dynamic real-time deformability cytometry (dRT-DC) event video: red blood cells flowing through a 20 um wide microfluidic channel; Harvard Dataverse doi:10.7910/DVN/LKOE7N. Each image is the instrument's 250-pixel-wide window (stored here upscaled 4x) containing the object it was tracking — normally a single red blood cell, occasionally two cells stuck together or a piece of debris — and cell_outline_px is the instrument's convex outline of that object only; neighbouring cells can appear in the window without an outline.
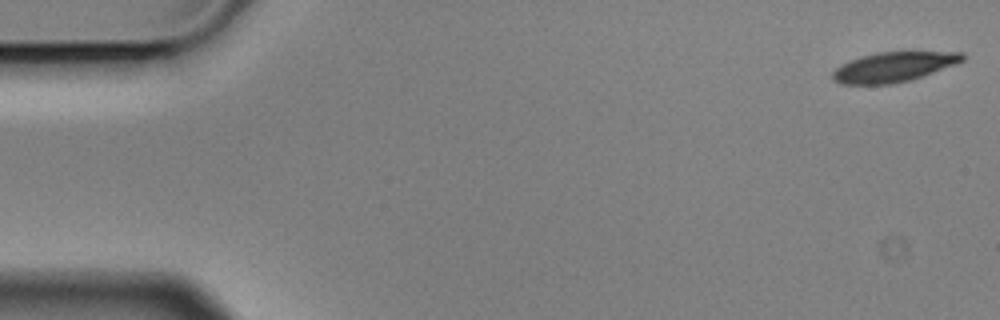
{"species": "Egyptian fruit bat (a non-hibernating species)", "species_latin": "Rousettus aegyptiacus", "temperature_condition": "cold", "stored_images_in_passage": 5, "camera_frame_rate_fps": 3000, "um_per_image_px": 0.085, "animal": {"sex": "male"}, "frame": {"image": 1, "passage_image": 1, "time_ms": 0.0, "image_size_px": [1000, 320], "cell_outline_px": [[964, 60], [956, 64], [912, 80], [892, 84], [840, 84], [832, 80], [832, 72], [840, 64], [860, 56], [876, 52], [964, 52]], "centroid_in_image_um": [75.93, 5.69], "position_along_channel_um": 9.1, "area_um2": 22.72}}
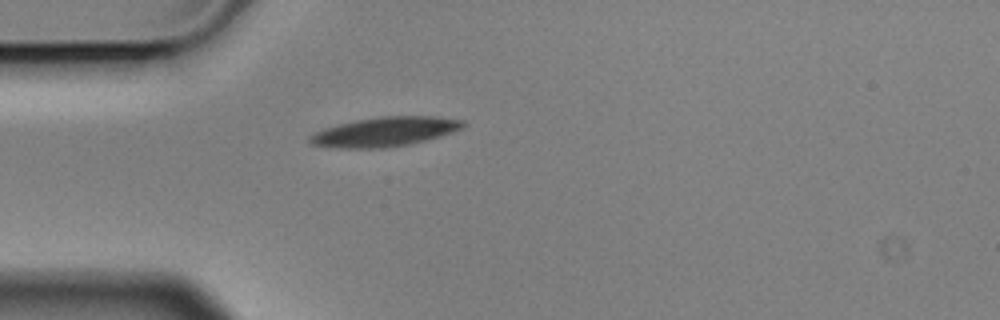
{"frame": {"image": 2, "passage_image": 5, "time_ms": 1.333, "image_size_px": [1000, 320], "cell_outline_px": [[468, 124], [464, 128], [440, 136], [408, 144], [384, 148], [340, 148], [312, 144], [308, 140], [308, 136], [324, 128], [356, 120], [380, 116], [436, 116], [464, 120]], "centroid_in_image_um": [32.76, 11.19], "position_along_channel_um": 52.2, "area_um2": 26.18}}